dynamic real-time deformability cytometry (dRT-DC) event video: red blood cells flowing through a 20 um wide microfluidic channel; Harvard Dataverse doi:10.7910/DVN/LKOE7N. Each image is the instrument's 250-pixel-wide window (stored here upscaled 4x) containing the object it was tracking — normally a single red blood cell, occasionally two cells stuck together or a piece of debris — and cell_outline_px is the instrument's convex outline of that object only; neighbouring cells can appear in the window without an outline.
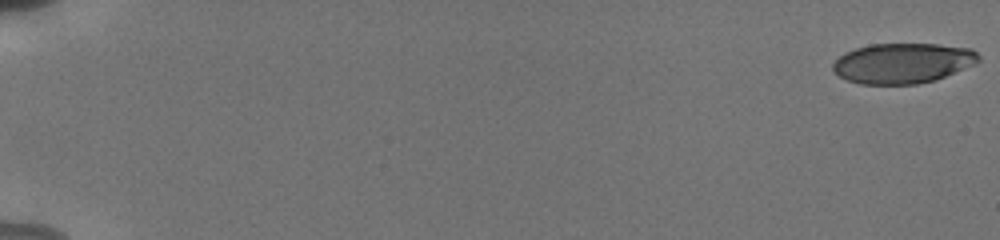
{"species": "human", "species_latin": "Homo sapiens", "temperature_condition": "cold", "stored_images_in_passage": 56, "camera_frame_rate_fps": 3000, "um_per_image_px": 0.085, "donor": {"sex": "male"}, "frame": {"image": 1, "passage_image": 1, "time_ms": 0.0, "image_size_px": [1000, 240], "cell_outline_px": [[980, 60], [976, 64], [936, 80], [916, 84], [860, 84], [848, 80], [840, 76], [832, 68], [832, 64], [844, 52], [856, 48], [872, 44], [936, 44], [972, 48], [980, 56]], "centroid_in_image_um": [76.76, 5.37], "position_along_channel_um": 8.2, "area_um2": 34.22}}
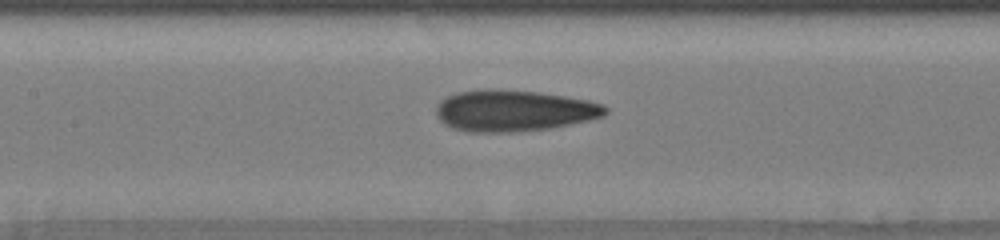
{"frame": {"image": 2, "passage_image": 29, "time_ms": 9.333, "image_size_px": [1000, 240], "cell_outline_px": [[608, 112], [604, 116], [588, 120], [552, 128], [516, 132], [468, 132], [452, 128], [444, 124], [436, 116], [436, 104], [440, 100], [456, 92], [484, 88], [496, 88], [540, 92], [588, 100], [604, 104], [608, 108]], "centroid_in_image_um": [43.65, 9.4], "position_along_channel_um": 163.7, "area_um2": 41.38}}
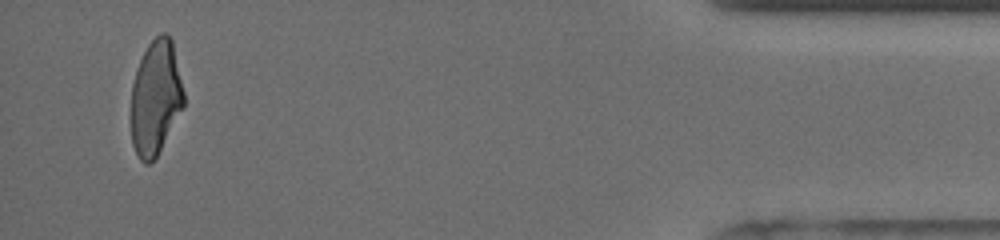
{"frame": {"image": 3, "passage_image": 54, "time_ms": 17.667, "image_size_px": [1000, 240], "cell_outline_px": [[184, 104], [156, 156], [148, 164], [144, 164], [140, 160], [132, 144], [132, 84], [140, 60], [148, 44], [160, 32], [164, 32], [172, 40], [184, 92]], "centroid_in_image_um": [13.22, 8.27], "position_along_channel_um": 422.0, "area_um2": 34.56}, "authors_computed_cell_mechanics": {"area_um2": 37.7145, "velocity_mm_per_s": 3.8414, "shape_relaxation_time_tau1_ms": 5.9673, "shape_relaxation_time_tau2_ms": 1.8016, "deformation_change_tau1": 0.1952, "deformation_change_tau2": 0.096}}